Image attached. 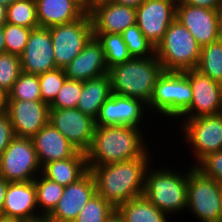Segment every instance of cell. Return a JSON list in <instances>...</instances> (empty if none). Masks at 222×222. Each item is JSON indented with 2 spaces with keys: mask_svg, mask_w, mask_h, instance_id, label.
<instances>
[{
  "mask_svg": "<svg viewBox=\"0 0 222 222\" xmlns=\"http://www.w3.org/2000/svg\"><path fill=\"white\" fill-rule=\"evenodd\" d=\"M146 129L148 127L96 126L91 146L86 152L87 166L108 165L141 157L150 148L147 139L150 135L148 132L146 136Z\"/></svg>",
  "mask_w": 222,
  "mask_h": 222,
  "instance_id": "7a4b0ae2",
  "label": "cell"
},
{
  "mask_svg": "<svg viewBox=\"0 0 222 222\" xmlns=\"http://www.w3.org/2000/svg\"><path fill=\"white\" fill-rule=\"evenodd\" d=\"M7 23L30 29L38 28L36 1L17 0L7 7Z\"/></svg>",
  "mask_w": 222,
  "mask_h": 222,
  "instance_id": "f546056e",
  "label": "cell"
},
{
  "mask_svg": "<svg viewBox=\"0 0 222 222\" xmlns=\"http://www.w3.org/2000/svg\"><path fill=\"white\" fill-rule=\"evenodd\" d=\"M114 3L130 6L133 8L139 7L145 0H111Z\"/></svg>",
  "mask_w": 222,
  "mask_h": 222,
  "instance_id": "b9f144b4",
  "label": "cell"
},
{
  "mask_svg": "<svg viewBox=\"0 0 222 222\" xmlns=\"http://www.w3.org/2000/svg\"><path fill=\"white\" fill-rule=\"evenodd\" d=\"M49 122L78 150L86 153L92 143L95 119L77 108L49 109Z\"/></svg>",
  "mask_w": 222,
  "mask_h": 222,
  "instance_id": "4fadbf2b",
  "label": "cell"
},
{
  "mask_svg": "<svg viewBox=\"0 0 222 222\" xmlns=\"http://www.w3.org/2000/svg\"><path fill=\"white\" fill-rule=\"evenodd\" d=\"M192 87V102L178 119H194L222 113V85L196 68L184 71Z\"/></svg>",
  "mask_w": 222,
  "mask_h": 222,
  "instance_id": "7c38bea8",
  "label": "cell"
},
{
  "mask_svg": "<svg viewBox=\"0 0 222 222\" xmlns=\"http://www.w3.org/2000/svg\"><path fill=\"white\" fill-rule=\"evenodd\" d=\"M34 184L38 211L45 219L56 207L62 197L65 186L46 178L42 173L34 179Z\"/></svg>",
  "mask_w": 222,
  "mask_h": 222,
  "instance_id": "4316f807",
  "label": "cell"
},
{
  "mask_svg": "<svg viewBox=\"0 0 222 222\" xmlns=\"http://www.w3.org/2000/svg\"><path fill=\"white\" fill-rule=\"evenodd\" d=\"M101 43L108 69L132 59L122 35L118 33H93Z\"/></svg>",
  "mask_w": 222,
  "mask_h": 222,
  "instance_id": "83f0119b",
  "label": "cell"
},
{
  "mask_svg": "<svg viewBox=\"0 0 222 222\" xmlns=\"http://www.w3.org/2000/svg\"><path fill=\"white\" fill-rule=\"evenodd\" d=\"M222 184L189 165L186 212L198 222H219ZM191 212V213H190Z\"/></svg>",
  "mask_w": 222,
  "mask_h": 222,
  "instance_id": "ba28073f",
  "label": "cell"
},
{
  "mask_svg": "<svg viewBox=\"0 0 222 222\" xmlns=\"http://www.w3.org/2000/svg\"><path fill=\"white\" fill-rule=\"evenodd\" d=\"M4 52H5L4 33H3V27H0V54Z\"/></svg>",
  "mask_w": 222,
  "mask_h": 222,
  "instance_id": "c3c4849f",
  "label": "cell"
},
{
  "mask_svg": "<svg viewBox=\"0 0 222 222\" xmlns=\"http://www.w3.org/2000/svg\"><path fill=\"white\" fill-rule=\"evenodd\" d=\"M69 80L87 81L108 73V66L101 43L92 37L83 50L63 68Z\"/></svg>",
  "mask_w": 222,
  "mask_h": 222,
  "instance_id": "44dd1931",
  "label": "cell"
},
{
  "mask_svg": "<svg viewBox=\"0 0 222 222\" xmlns=\"http://www.w3.org/2000/svg\"><path fill=\"white\" fill-rule=\"evenodd\" d=\"M173 1H175L176 3H178V2H181L182 0H173Z\"/></svg>",
  "mask_w": 222,
  "mask_h": 222,
  "instance_id": "f5cc1de1",
  "label": "cell"
},
{
  "mask_svg": "<svg viewBox=\"0 0 222 222\" xmlns=\"http://www.w3.org/2000/svg\"><path fill=\"white\" fill-rule=\"evenodd\" d=\"M17 0H0V5H4L6 7H9L13 3H15Z\"/></svg>",
  "mask_w": 222,
  "mask_h": 222,
  "instance_id": "681fc988",
  "label": "cell"
},
{
  "mask_svg": "<svg viewBox=\"0 0 222 222\" xmlns=\"http://www.w3.org/2000/svg\"><path fill=\"white\" fill-rule=\"evenodd\" d=\"M21 73L20 56L7 52L0 54V88L8 93Z\"/></svg>",
  "mask_w": 222,
  "mask_h": 222,
  "instance_id": "e575fe53",
  "label": "cell"
},
{
  "mask_svg": "<svg viewBox=\"0 0 222 222\" xmlns=\"http://www.w3.org/2000/svg\"><path fill=\"white\" fill-rule=\"evenodd\" d=\"M116 209L126 222H171L173 219L155 207L144 195L126 201Z\"/></svg>",
  "mask_w": 222,
  "mask_h": 222,
  "instance_id": "484cf974",
  "label": "cell"
},
{
  "mask_svg": "<svg viewBox=\"0 0 222 222\" xmlns=\"http://www.w3.org/2000/svg\"><path fill=\"white\" fill-rule=\"evenodd\" d=\"M2 215L18 217L26 222H44L37 207L34 181L9 182Z\"/></svg>",
  "mask_w": 222,
  "mask_h": 222,
  "instance_id": "ffe728a7",
  "label": "cell"
},
{
  "mask_svg": "<svg viewBox=\"0 0 222 222\" xmlns=\"http://www.w3.org/2000/svg\"><path fill=\"white\" fill-rule=\"evenodd\" d=\"M8 93L0 88V112L6 111Z\"/></svg>",
  "mask_w": 222,
  "mask_h": 222,
  "instance_id": "ee69618b",
  "label": "cell"
},
{
  "mask_svg": "<svg viewBox=\"0 0 222 222\" xmlns=\"http://www.w3.org/2000/svg\"><path fill=\"white\" fill-rule=\"evenodd\" d=\"M201 45L178 20L167 28L162 41L155 48V55L163 71L184 72L197 68Z\"/></svg>",
  "mask_w": 222,
  "mask_h": 222,
  "instance_id": "8992f818",
  "label": "cell"
},
{
  "mask_svg": "<svg viewBox=\"0 0 222 222\" xmlns=\"http://www.w3.org/2000/svg\"><path fill=\"white\" fill-rule=\"evenodd\" d=\"M176 4L173 0H145L136 8V24L155 48L176 18Z\"/></svg>",
  "mask_w": 222,
  "mask_h": 222,
  "instance_id": "5bb4252c",
  "label": "cell"
},
{
  "mask_svg": "<svg viewBox=\"0 0 222 222\" xmlns=\"http://www.w3.org/2000/svg\"><path fill=\"white\" fill-rule=\"evenodd\" d=\"M88 171L86 153L77 151L72 157L52 161L42 167V174L56 183L68 186Z\"/></svg>",
  "mask_w": 222,
  "mask_h": 222,
  "instance_id": "cb8c5ba5",
  "label": "cell"
},
{
  "mask_svg": "<svg viewBox=\"0 0 222 222\" xmlns=\"http://www.w3.org/2000/svg\"><path fill=\"white\" fill-rule=\"evenodd\" d=\"M196 69L212 80L222 82V41L218 39L201 47Z\"/></svg>",
  "mask_w": 222,
  "mask_h": 222,
  "instance_id": "f1b7e54d",
  "label": "cell"
},
{
  "mask_svg": "<svg viewBox=\"0 0 222 222\" xmlns=\"http://www.w3.org/2000/svg\"><path fill=\"white\" fill-rule=\"evenodd\" d=\"M111 94L110 78L107 74L89 79L82 82L81 96L76 108L83 114L96 119L101 106Z\"/></svg>",
  "mask_w": 222,
  "mask_h": 222,
  "instance_id": "d4e9b609",
  "label": "cell"
},
{
  "mask_svg": "<svg viewBox=\"0 0 222 222\" xmlns=\"http://www.w3.org/2000/svg\"><path fill=\"white\" fill-rule=\"evenodd\" d=\"M82 81L67 79L49 109L76 108L81 96Z\"/></svg>",
  "mask_w": 222,
  "mask_h": 222,
  "instance_id": "8d00e7d4",
  "label": "cell"
},
{
  "mask_svg": "<svg viewBox=\"0 0 222 222\" xmlns=\"http://www.w3.org/2000/svg\"><path fill=\"white\" fill-rule=\"evenodd\" d=\"M93 33L121 34L136 24V8L114 3L111 0H94L88 7Z\"/></svg>",
  "mask_w": 222,
  "mask_h": 222,
  "instance_id": "e0dca14e",
  "label": "cell"
},
{
  "mask_svg": "<svg viewBox=\"0 0 222 222\" xmlns=\"http://www.w3.org/2000/svg\"><path fill=\"white\" fill-rule=\"evenodd\" d=\"M175 19L189 30L201 47L219 39L215 10L178 2Z\"/></svg>",
  "mask_w": 222,
  "mask_h": 222,
  "instance_id": "d6986e66",
  "label": "cell"
},
{
  "mask_svg": "<svg viewBox=\"0 0 222 222\" xmlns=\"http://www.w3.org/2000/svg\"><path fill=\"white\" fill-rule=\"evenodd\" d=\"M0 222H26V221L18 217H8L0 215Z\"/></svg>",
  "mask_w": 222,
  "mask_h": 222,
  "instance_id": "7dc6e473",
  "label": "cell"
},
{
  "mask_svg": "<svg viewBox=\"0 0 222 222\" xmlns=\"http://www.w3.org/2000/svg\"><path fill=\"white\" fill-rule=\"evenodd\" d=\"M181 2L183 4L207 8L216 11L221 0H182Z\"/></svg>",
  "mask_w": 222,
  "mask_h": 222,
  "instance_id": "ab89813d",
  "label": "cell"
},
{
  "mask_svg": "<svg viewBox=\"0 0 222 222\" xmlns=\"http://www.w3.org/2000/svg\"><path fill=\"white\" fill-rule=\"evenodd\" d=\"M148 149L141 157L108 165L88 166L94 177L96 193L115 208L131 199L143 196L145 174L155 156Z\"/></svg>",
  "mask_w": 222,
  "mask_h": 222,
  "instance_id": "6da1fadb",
  "label": "cell"
},
{
  "mask_svg": "<svg viewBox=\"0 0 222 222\" xmlns=\"http://www.w3.org/2000/svg\"><path fill=\"white\" fill-rule=\"evenodd\" d=\"M7 23V7L0 5V27Z\"/></svg>",
  "mask_w": 222,
  "mask_h": 222,
  "instance_id": "bcb514c9",
  "label": "cell"
},
{
  "mask_svg": "<svg viewBox=\"0 0 222 222\" xmlns=\"http://www.w3.org/2000/svg\"><path fill=\"white\" fill-rule=\"evenodd\" d=\"M14 138L15 134L9 114L6 111L0 112V155Z\"/></svg>",
  "mask_w": 222,
  "mask_h": 222,
  "instance_id": "f35d334b",
  "label": "cell"
},
{
  "mask_svg": "<svg viewBox=\"0 0 222 222\" xmlns=\"http://www.w3.org/2000/svg\"><path fill=\"white\" fill-rule=\"evenodd\" d=\"M95 193V180L88 170L76 182L65 186L62 197L44 222H73Z\"/></svg>",
  "mask_w": 222,
  "mask_h": 222,
  "instance_id": "9a60e30c",
  "label": "cell"
},
{
  "mask_svg": "<svg viewBox=\"0 0 222 222\" xmlns=\"http://www.w3.org/2000/svg\"><path fill=\"white\" fill-rule=\"evenodd\" d=\"M115 209L110 202L95 193L73 222H106Z\"/></svg>",
  "mask_w": 222,
  "mask_h": 222,
  "instance_id": "d6a6232c",
  "label": "cell"
},
{
  "mask_svg": "<svg viewBox=\"0 0 222 222\" xmlns=\"http://www.w3.org/2000/svg\"><path fill=\"white\" fill-rule=\"evenodd\" d=\"M163 72L155 56L132 58L108 69L111 91L149 104L158 76Z\"/></svg>",
  "mask_w": 222,
  "mask_h": 222,
  "instance_id": "277c9868",
  "label": "cell"
},
{
  "mask_svg": "<svg viewBox=\"0 0 222 222\" xmlns=\"http://www.w3.org/2000/svg\"><path fill=\"white\" fill-rule=\"evenodd\" d=\"M153 164L154 162L145 174L143 195L159 210L176 218L175 214L186 211L189 167L183 171V168L177 170L168 164L165 167L162 164L155 167Z\"/></svg>",
  "mask_w": 222,
  "mask_h": 222,
  "instance_id": "3957f363",
  "label": "cell"
},
{
  "mask_svg": "<svg viewBox=\"0 0 222 222\" xmlns=\"http://www.w3.org/2000/svg\"><path fill=\"white\" fill-rule=\"evenodd\" d=\"M31 30L30 28L6 23L3 26L5 52L20 56L25 49Z\"/></svg>",
  "mask_w": 222,
  "mask_h": 222,
  "instance_id": "d590c367",
  "label": "cell"
},
{
  "mask_svg": "<svg viewBox=\"0 0 222 222\" xmlns=\"http://www.w3.org/2000/svg\"><path fill=\"white\" fill-rule=\"evenodd\" d=\"M32 142L41 167L72 157L78 151L50 122L35 134Z\"/></svg>",
  "mask_w": 222,
  "mask_h": 222,
  "instance_id": "7402d4cb",
  "label": "cell"
},
{
  "mask_svg": "<svg viewBox=\"0 0 222 222\" xmlns=\"http://www.w3.org/2000/svg\"><path fill=\"white\" fill-rule=\"evenodd\" d=\"M121 35L132 58L155 56L154 45L144 36L137 24L128 27Z\"/></svg>",
  "mask_w": 222,
  "mask_h": 222,
  "instance_id": "4dcf8cb0",
  "label": "cell"
},
{
  "mask_svg": "<svg viewBox=\"0 0 222 222\" xmlns=\"http://www.w3.org/2000/svg\"><path fill=\"white\" fill-rule=\"evenodd\" d=\"M148 115L150 116L148 117ZM151 116L147 104L143 101L112 93L101 106L99 114L95 119V125L145 128V125L151 124L149 123Z\"/></svg>",
  "mask_w": 222,
  "mask_h": 222,
  "instance_id": "8fae6325",
  "label": "cell"
},
{
  "mask_svg": "<svg viewBox=\"0 0 222 222\" xmlns=\"http://www.w3.org/2000/svg\"><path fill=\"white\" fill-rule=\"evenodd\" d=\"M7 100L42 101L38 75L22 72L8 92Z\"/></svg>",
  "mask_w": 222,
  "mask_h": 222,
  "instance_id": "1f68e13d",
  "label": "cell"
},
{
  "mask_svg": "<svg viewBox=\"0 0 222 222\" xmlns=\"http://www.w3.org/2000/svg\"><path fill=\"white\" fill-rule=\"evenodd\" d=\"M194 168L202 175L222 184V150L205 155Z\"/></svg>",
  "mask_w": 222,
  "mask_h": 222,
  "instance_id": "74e56055",
  "label": "cell"
},
{
  "mask_svg": "<svg viewBox=\"0 0 222 222\" xmlns=\"http://www.w3.org/2000/svg\"><path fill=\"white\" fill-rule=\"evenodd\" d=\"M217 19H218V35L219 40L222 41V0L219 3L218 8L216 9Z\"/></svg>",
  "mask_w": 222,
  "mask_h": 222,
  "instance_id": "7bdbcfd3",
  "label": "cell"
},
{
  "mask_svg": "<svg viewBox=\"0 0 222 222\" xmlns=\"http://www.w3.org/2000/svg\"><path fill=\"white\" fill-rule=\"evenodd\" d=\"M176 122L180 129L179 135L184 139L182 142L187 144V151L190 148V155L194 157L192 160H195L190 165L194 166L209 153L222 150V113L194 119H177Z\"/></svg>",
  "mask_w": 222,
  "mask_h": 222,
  "instance_id": "52a82bcc",
  "label": "cell"
},
{
  "mask_svg": "<svg viewBox=\"0 0 222 222\" xmlns=\"http://www.w3.org/2000/svg\"><path fill=\"white\" fill-rule=\"evenodd\" d=\"M106 222H126L120 212L115 209L114 212L107 218Z\"/></svg>",
  "mask_w": 222,
  "mask_h": 222,
  "instance_id": "f6af8a7d",
  "label": "cell"
},
{
  "mask_svg": "<svg viewBox=\"0 0 222 222\" xmlns=\"http://www.w3.org/2000/svg\"><path fill=\"white\" fill-rule=\"evenodd\" d=\"M49 30L57 68H65L94 36L88 11L76 21L52 26Z\"/></svg>",
  "mask_w": 222,
  "mask_h": 222,
  "instance_id": "9c48e42d",
  "label": "cell"
},
{
  "mask_svg": "<svg viewBox=\"0 0 222 222\" xmlns=\"http://www.w3.org/2000/svg\"><path fill=\"white\" fill-rule=\"evenodd\" d=\"M15 137L32 139L49 122V105L43 101L7 100Z\"/></svg>",
  "mask_w": 222,
  "mask_h": 222,
  "instance_id": "2e32d148",
  "label": "cell"
},
{
  "mask_svg": "<svg viewBox=\"0 0 222 222\" xmlns=\"http://www.w3.org/2000/svg\"><path fill=\"white\" fill-rule=\"evenodd\" d=\"M80 1L88 8L94 0H80Z\"/></svg>",
  "mask_w": 222,
  "mask_h": 222,
  "instance_id": "f907efd6",
  "label": "cell"
},
{
  "mask_svg": "<svg viewBox=\"0 0 222 222\" xmlns=\"http://www.w3.org/2000/svg\"><path fill=\"white\" fill-rule=\"evenodd\" d=\"M38 79L40 83L41 99L43 102L50 105L68 78L63 68H57L38 75Z\"/></svg>",
  "mask_w": 222,
  "mask_h": 222,
  "instance_id": "836d02e7",
  "label": "cell"
},
{
  "mask_svg": "<svg viewBox=\"0 0 222 222\" xmlns=\"http://www.w3.org/2000/svg\"><path fill=\"white\" fill-rule=\"evenodd\" d=\"M49 28L31 30L27 44L20 55L22 72L40 75L57 69Z\"/></svg>",
  "mask_w": 222,
  "mask_h": 222,
  "instance_id": "ac0fdd59",
  "label": "cell"
},
{
  "mask_svg": "<svg viewBox=\"0 0 222 222\" xmlns=\"http://www.w3.org/2000/svg\"><path fill=\"white\" fill-rule=\"evenodd\" d=\"M42 172L30 138L15 137L0 155V176L9 182H27Z\"/></svg>",
  "mask_w": 222,
  "mask_h": 222,
  "instance_id": "30bf717a",
  "label": "cell"
},
{
  "mask_svg": "<svg viewBox=\"0 0 222 222\" xmlns=\"http://www.w3.org/2000/svg\"><path fill=\"white\" fill-rule=\"evenodd\" d=\"M219 222H222V191H221V213H220Z\"/></svg>",
  "mask_w": 222,
  "mask_h": 222,
  "instance_id": "816d5d0a",
  "label": "cell"
},
{
  "mask_svg": "<svg viewBox=\"0 0 222 222\" xmlns=\"http://www.w3.org/2000/svg\"><path fill=\"white\" fill-rule=\"evenodd\" d=\"M192 97V87L185 72L163 71L156 80L147 107L150 114L151 112L153 114V117H151L153 120H155L157 114L158 119L159 116H162L165 123H168V120L171 123L188 109Z\"/></svg>",
  "mask_w": 222,
  "mask_h": 222,
  "instance_id": "5b68a950",
  "label": "cell"
},
{
  "mask_svg": "<svg viewBox=\"0 0 222 222\" xmlns=\"http://www.w3.org/2000/svg\"><path fill=\"white\" fill-rule=\"evenodd\" d=\"M39 27L50 28L81 18L88 8L80 0H35Z\"/></svg>",
  "mask_w": 222,
  "mask_h": 222,
  "instance_id": "603a6c76",
  "label": "cell"
},
{
  "mask_svg": "<svg viewBox=\"0 0 222 222\" xmlns=\"http://www.w3.org/2000/svg\"><path fill=\"white\" fill-rule=\"evenodd\" d=\"M8 184H9V181H7L4 177L0 176V215H2V209H3V204H4Z\"/></svg>",
  "mask_w": 222,
  "mask_h": 222,
  "instance_id": "60d3db41",
  "label": "cell"
}]
</instances>
